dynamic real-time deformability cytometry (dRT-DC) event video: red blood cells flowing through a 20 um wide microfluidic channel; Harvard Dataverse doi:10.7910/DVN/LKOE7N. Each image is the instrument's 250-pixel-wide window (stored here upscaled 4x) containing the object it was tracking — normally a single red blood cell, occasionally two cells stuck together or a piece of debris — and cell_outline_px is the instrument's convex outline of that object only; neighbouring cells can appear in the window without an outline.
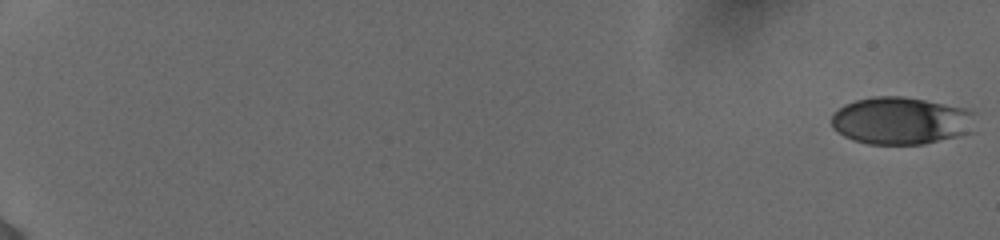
{"species": "human", "species_latin": "Homo sapiens", "temperature_condition": "cold", "stored_images_in_passage": 19, "camera_frame_rate_fps": 3000, "um_per_image_px": 0.085, "donor": {"sex": "female"}, "frame": {"image": 1, "passage_image": 1, "time_ms": 0.0, "image_size_px": [1000, 240], "cell_outline_px": [[976, 112], [972, 132], [924, 144], [868, 144], [852, 140], [844, 136], [832, 128], [832, 116], [844, 104], [856, 100], [872, 96], [900, 96], [924, 100], [964, 108]], "centroid_in_image_um": [76.59, 10.26], "position_along_channel_um": 8.4, "area_um2": 39.77}}
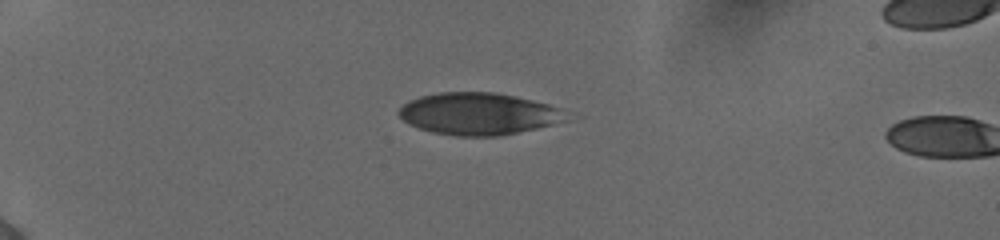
{"frame": {"image": 2, "passage_image": 17, "time_ms": 5.333, "image_size_px": [1000, 240], "cell_outline_px": [[572, 116], [568, 120], [536, 128], [500, 136], [456, 136], [432, 132], [420, 128], [404, 120], [396, 112], [408, 100], [420, 96], [440, 92], [496, 92], [516, 96], [564, 108]], "centroid_in_image_um": [40.73, 9.66], "position_along_channel_um": 44.3, "area_um2": 41.27}}